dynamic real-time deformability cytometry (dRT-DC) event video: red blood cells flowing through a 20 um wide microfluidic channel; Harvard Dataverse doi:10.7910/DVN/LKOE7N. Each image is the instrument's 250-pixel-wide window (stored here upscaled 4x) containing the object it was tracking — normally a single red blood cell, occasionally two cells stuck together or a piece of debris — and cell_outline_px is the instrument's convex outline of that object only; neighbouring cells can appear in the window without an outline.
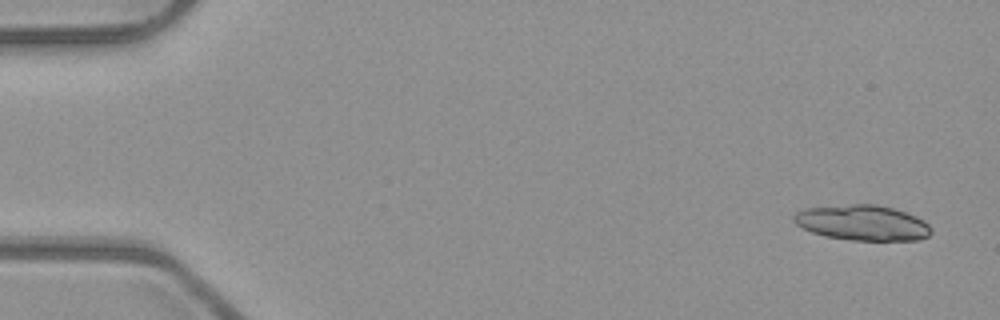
{"species": "common noctule bat (a hibernating species)", "species_latin": "Nyctalus noctula", "temperature_condition": "room temperature", "stored_images_in_passage": 5, "segment_of_instrument_passage": [1, 2], "camera_frame_rate_fps": 3000, "um_per_image_px": 0.085, "animal": {"sex": "male", "body_mass_g": 23.1, "forearm_length_mm": 52.7}, "frame": {"image": 1, "passage_image": 1, "time_ms": 0.0, "image_size_px": [1000, 320], "cell_outline_px": [[932, 232], [928, 236], [916, 240], [852, 240], [824, 236], [812, 232], [796, 224], [792, 220], [792, 216], [796, 212], [804, 208], [852, 204], [876, 204], [892, 208], [916, 216], [924, 220], [932, 228]], "centroid_in_image_um": [73.3, 18.93], "position_along_channel_um": 11.7, "area_um2": 28.32}}